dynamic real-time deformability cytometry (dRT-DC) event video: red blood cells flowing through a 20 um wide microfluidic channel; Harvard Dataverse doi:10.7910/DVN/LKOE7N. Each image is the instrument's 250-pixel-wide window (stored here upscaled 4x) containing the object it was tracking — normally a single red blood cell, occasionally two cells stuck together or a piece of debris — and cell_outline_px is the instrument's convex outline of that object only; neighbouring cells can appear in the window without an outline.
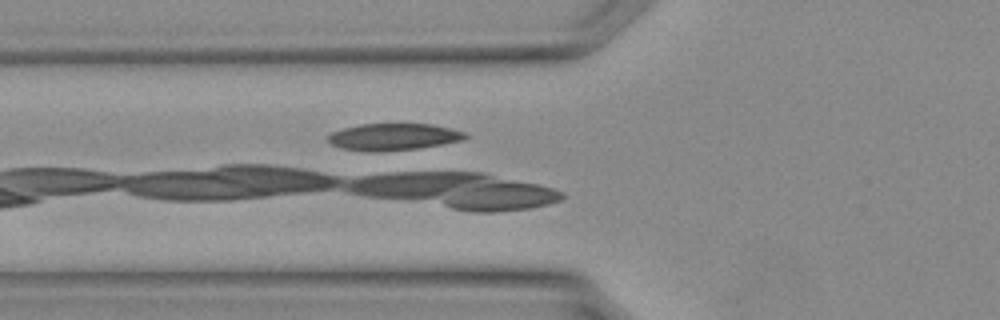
{"species": "Egyptian fruit bat (a non-hibernating species)", "species_latin": "Rousettus aegyptiacus", "temperature_condition": "warm", "stored_images_in_passage": 7, "camera_frame_rate_fps": 3000, "um_per_image_px": 0.085, "animal": {"sex": "female"}, "frame": {"image": 1, "passage_image": 3, "time_ms": 0.667, "image_size_px": [1000, 320], "cell_outline_px": [[468, 136], [460, 140], [440, 144], [416, 148], [344, 148], [332, 144], [328, 140], [328, 136], [332, 132], [344, 128], [360, 124], [432, 124], [452, 128], [464, 132]], "centroid_in_image_um": [33.51, 11.56], "position_along_channel_um": 92.3, "area_um2": 20.0}}
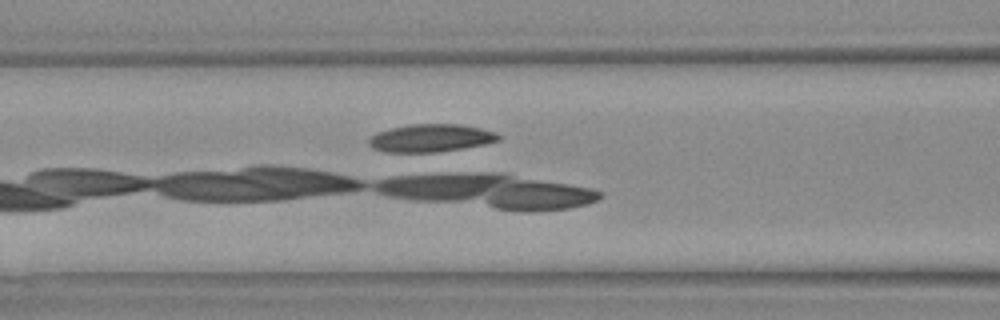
{"frame": {"image": 2, "passage_image": 5, "time_ms": 1.333, "image_size_px": [1000, 320], "cell_outline_px": [[500, 140], [484, 144], [436, 152], [384, 152], [372, 148], [368, 144], [368, 140], [376, 132], [408, 124], [460, 124], [480, 128], [496, 132], [500, 136]], "centroid_in_image_um": [36.59, 11.73], "position_along_channel_um": 130.0, "area_um2": 20.92}}